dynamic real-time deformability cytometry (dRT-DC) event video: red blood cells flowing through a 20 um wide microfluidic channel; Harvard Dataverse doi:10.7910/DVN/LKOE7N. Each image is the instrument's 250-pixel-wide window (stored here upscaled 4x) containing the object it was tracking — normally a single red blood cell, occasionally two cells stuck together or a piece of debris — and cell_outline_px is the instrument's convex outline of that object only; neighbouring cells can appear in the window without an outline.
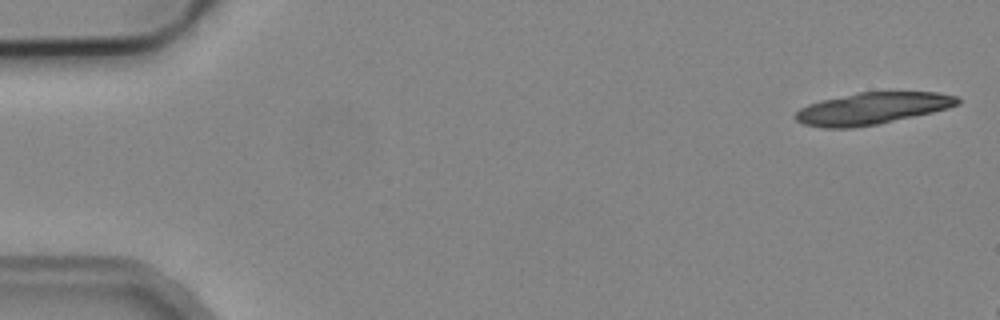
{"species": "common noctule bat (a hibernating species)", "species_latin": "Nyctalus noctula", "temperature_condition": "cold", "stored_images_in_passage": 4, "camera_frame_rate_fps": 3000, "um_per_image_px": 0.085, "animal": {"sex": "male", "body_mass_g": 19.2, "forearm_length_mm": 51.8}, "frame": {"image": 1, "passage_image": 1, "time_ms": 0.0, "image_size_px": [1000, 320], "cell_outline_px": [[960, 104], [948, 108], [932, 112], [876, 124], [852, 128], [824, 128], [804, 124], [796, 120], [792, 116], [800, 108], [808, 104], [820, 100], [856, 92], [936, 92], [956, 96], [960, 100]], "centroid_in_image_um": [74.09, 9.21], "position_along_channel_um": 10.9, "area_um2": 30.06}}